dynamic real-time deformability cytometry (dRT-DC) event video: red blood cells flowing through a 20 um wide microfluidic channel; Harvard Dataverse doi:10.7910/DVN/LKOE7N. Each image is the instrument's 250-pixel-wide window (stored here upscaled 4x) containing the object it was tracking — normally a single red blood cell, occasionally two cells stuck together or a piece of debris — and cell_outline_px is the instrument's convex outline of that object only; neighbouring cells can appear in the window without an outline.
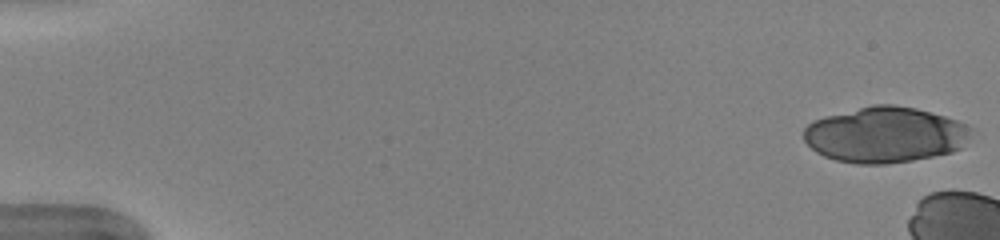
{"species": "human", "species_latin": "Homo sapiens", "temperature_condition": "warm", "stored_images_in_passage": 10, "camera_frame_rate_fps": 3000, "um_per_image_px": 0.085, "donor": {"sex": "female"}, "frame": {"image": 1, "passage_image": 1, "time_ms": 0.0, "image_size_px": [1000, 240], "cell_outline_px": [[972, 128], [968, 136], [960, 148], [952, 152], [912, 160], [884, 164], [856, 164], [836, 160], [824, 156], [816, 152], [804, 140], [804, 128], [812, 120], [824, 116], [872, 104], [892, 104], [916, 108], [944, 116], [968, 124]], "centroid_in_image_um": [75.2, 11.44], "position_along_channel_um": 9.8, "area_um2": 54.33}}